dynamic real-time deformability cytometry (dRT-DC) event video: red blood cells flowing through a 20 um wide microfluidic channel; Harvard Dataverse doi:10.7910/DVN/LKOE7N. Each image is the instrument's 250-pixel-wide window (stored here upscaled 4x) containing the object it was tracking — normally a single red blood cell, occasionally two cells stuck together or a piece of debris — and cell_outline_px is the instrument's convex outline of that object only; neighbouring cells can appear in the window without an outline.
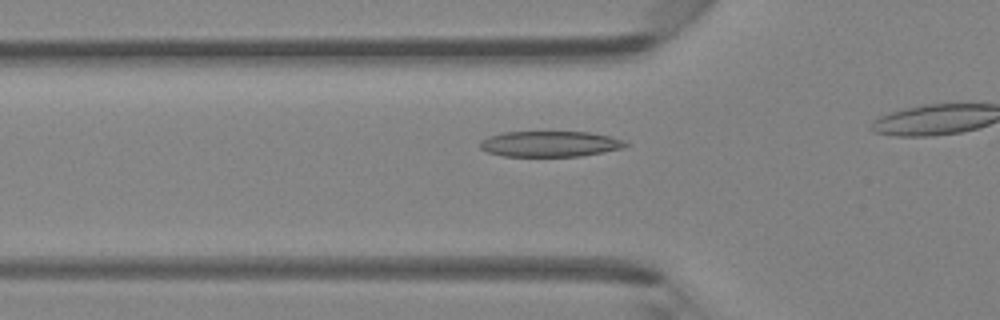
{"species": "Egyptian fruit bat (a non-hibernating species)", "species_latin": "Rousettus aegyptiacus", "temperature_condition": "room temperature", "stored_images_in_passage": 17, "camera_frame_rate_fps": 3000, "um_per_image_px": 0.085, "animal": {"sex": "female"}, "frame": {"image": 1, "passage_image": 12, "time_ms": 3.667, "image_size_px": [1000, 320], "cell_outline_px": [[632, 144], [624, 148], [580, 156], [504, 156], [488, 152], [480, 148], [480, 140], [488, 136], [504, 132], [588, 132], [608, 136], [624, 140]], "centroid_in_image_um": [46.76, 12.23], "position_along_channel_um": 79.0, "area_um2": 21.79}}
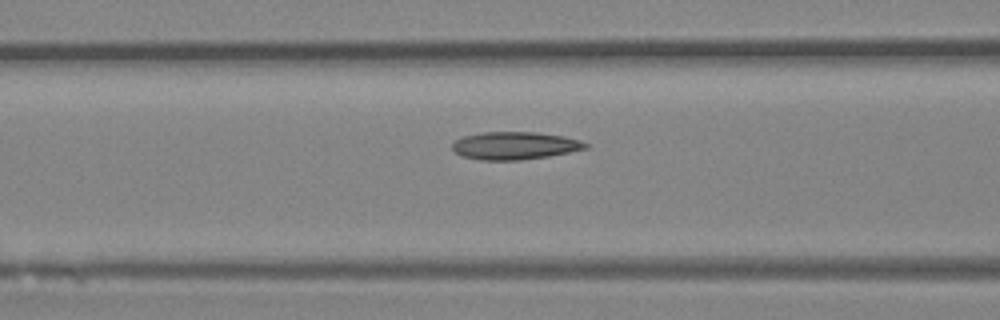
{"frame": {"image": 2, "passage_image": 15, "time_ms": 4.667, "image_size_px": [1000, 320], "cell_outline_px": [[588, 148], [548, 156], [520, 160], [480, 160], [464, 156], [456, 152], [452, 148], [452, 144], [456, 140], [464, 136], [484, 132], [536, 132], [564, 136], [580, 140], [588, 144]], "centroid_in_image_um": [43.77, 12.37], "position_along_channel_um": 122.8, "area_um2": 21.33}}